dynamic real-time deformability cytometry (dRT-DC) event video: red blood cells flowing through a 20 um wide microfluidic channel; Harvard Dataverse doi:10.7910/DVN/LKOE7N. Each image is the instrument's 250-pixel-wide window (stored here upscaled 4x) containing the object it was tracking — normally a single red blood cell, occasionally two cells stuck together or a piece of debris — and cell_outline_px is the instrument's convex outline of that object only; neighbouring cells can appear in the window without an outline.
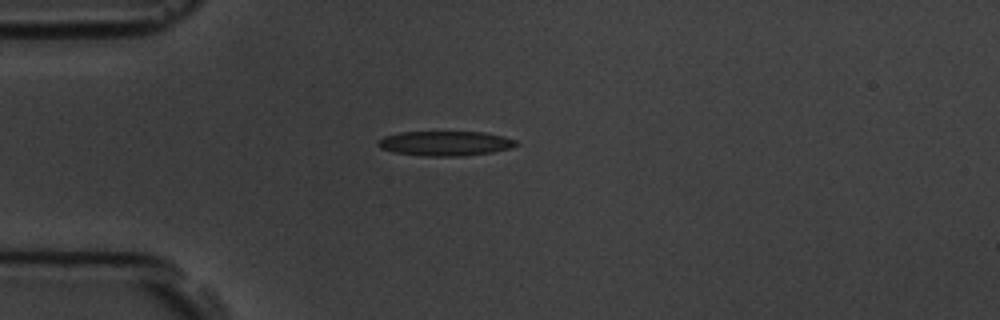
{"species": "common noctule bat (a hibernating species)", "species_latin": "Nyctalus noctula", "temperature_condition": "room temperature", "stored_images_in_passage": 2, "camera_frame_rate_fps": 3000, "um_per_image_px": 0.085, "animal": {"sex": "male", "body_mass_g": 19.5, "forearm_length_mm": 54.6}, "frame": {"image": 1, "passage_image": 1, "time_ms": 0.0, "image_size_px": [1000, 320], "cell_outline_px": [[520, 144], [508, 148], [492, 152], [464, 156], [424, 156], [396, 152], [380, 148], [376, 144], [376, 140], [384, 136], [400, 132], [484, 132], [504, 136], [516, 140]], "centroid_in_image_um": [37.83, 12.18], "position_along_channel_um": 47.2, "area_um2": 19.94}}